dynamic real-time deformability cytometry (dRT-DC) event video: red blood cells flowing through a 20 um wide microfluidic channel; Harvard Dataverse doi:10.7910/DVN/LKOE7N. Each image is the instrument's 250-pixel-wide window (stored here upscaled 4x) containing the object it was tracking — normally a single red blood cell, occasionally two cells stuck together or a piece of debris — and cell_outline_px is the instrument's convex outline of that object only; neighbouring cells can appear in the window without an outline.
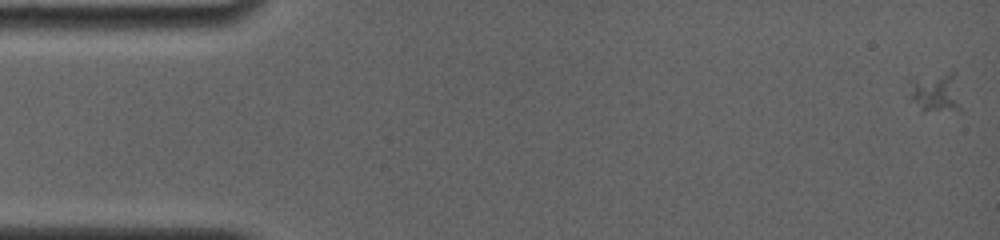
{"species": "common noctule bat (a hibernating species)", "species_latin": "Nyctalus noctula", "temperature_condition": "room temperature", "stored_images_in_passage": 23, "camera_frame_rate_fps": 4000, "um_per_image_px": 0.085, "animal": {"sex": "female", "body_mass_g": 19.0, "forearm_length_mm": 56.7}, "frame": {"image": 1, "passage_image": 1, "time_ms": 0.0, "image_size_px": [1000, 240], "cell_outline_px": [[960, 112], [920, 112], [908, 96], [912, 80], [948, 72], [952, 72], [960, 108]], "centroid_in_image_um": [79.48, 7.97], "position_along_channel_um": 5.5, "area_um2": 11.79}}
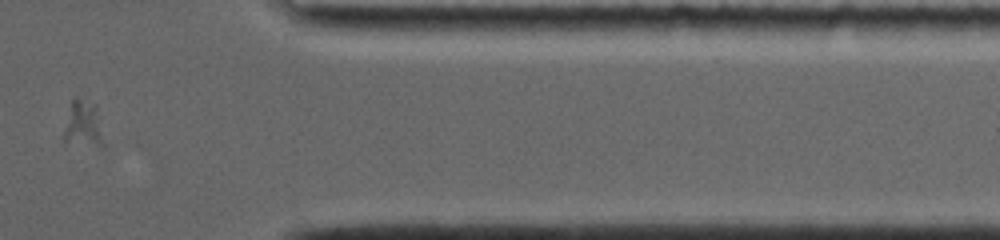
{"frame": {"image": 2, "passage_image": 20, "time_ms": 17.0, "image_size_px": [1000, 240], "cell_outline_px": [[104, 148], [64, 144], [64, 132], [72, 96], [76, 96], [96, 104], [104, 144]], "centroid_in_image_um": [7.07, 10.59], "position_along_channel_um": 404.3, "area_um2": 11.21}}